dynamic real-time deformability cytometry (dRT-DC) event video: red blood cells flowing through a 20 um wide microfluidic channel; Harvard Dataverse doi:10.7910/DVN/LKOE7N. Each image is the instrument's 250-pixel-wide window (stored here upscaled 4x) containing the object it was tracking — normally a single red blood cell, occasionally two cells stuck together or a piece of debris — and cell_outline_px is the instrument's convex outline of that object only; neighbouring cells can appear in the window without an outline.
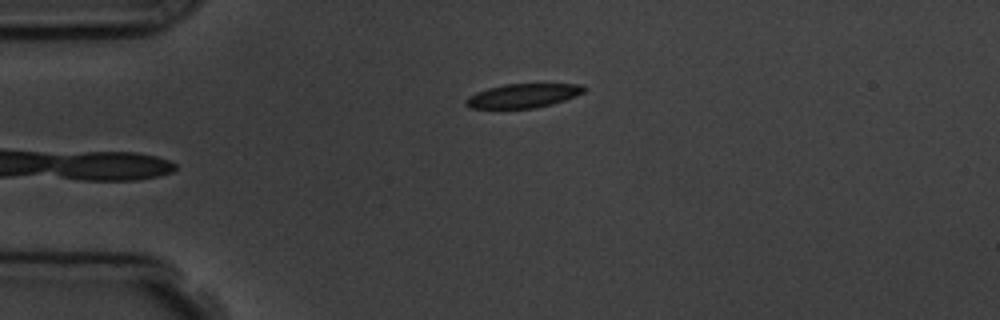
{"species": "common noctule bat (a hibernating species)", "species_latin": "Nyctalus noctula", "temperature_condition": "room temperature", "stored_images_in_passage": 2, "camera_frame_rate_fps": 3000, "um_per_image_px": 0.085, "animal": {"sex": "male", "body_mass_g": 19.5, "forearm_length_mm": 54.6}, "frame": {"image": 1, "passage_image": 2, "time_ms": 1.0, "image_size_px": [1000, 320], "cell_outline_px": [[588, 88], [584, 92], [576, 96], [552, 104], [536, 108], [468, 108], [464, 104], [464, 100], [468, 96], [476, 92], [488, 88], [504, 84], [580, 84]], "centroid_in_image_um": [44.44, 8.13], "position_along_channel_um": 40.6, "area_um2": 16.65}}